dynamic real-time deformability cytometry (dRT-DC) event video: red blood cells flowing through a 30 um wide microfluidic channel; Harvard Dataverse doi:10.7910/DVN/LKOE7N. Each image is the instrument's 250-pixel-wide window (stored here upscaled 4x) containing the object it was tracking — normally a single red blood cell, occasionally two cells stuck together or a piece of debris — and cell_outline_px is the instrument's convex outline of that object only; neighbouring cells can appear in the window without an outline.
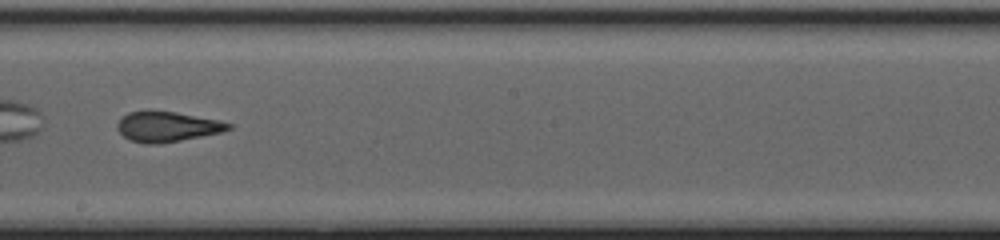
{"species": "common noctule bat (a hibernating species)", "species_latin": "Nyctalus noctula", "temperature_condition": "cold", "stored_images_in_passage": 14, "camera_frame_rate_fps": 3000, "um_per_image_px": 0.085, "animal": {"sex": "female", "body_mass_g": 20.0, "forearm_length_mm": 54.0}, "frame": {"image": 1, "passage_image": 12, "time_ms": 3.667, "image_size_px": [1000, 240], "cell_outline_px": [[232, 128], [220, 132], [180, 140], [156, 144], [144, 144], [132, 140], [124, 136], [116, 128], [116, 124], [128, 112], [176, 112], [220, 120], [232, 124]], "centroid_in_image_um": [14.22, 10.77], "position_along_channel_um": 234.0, "area_um2": 19.07}}